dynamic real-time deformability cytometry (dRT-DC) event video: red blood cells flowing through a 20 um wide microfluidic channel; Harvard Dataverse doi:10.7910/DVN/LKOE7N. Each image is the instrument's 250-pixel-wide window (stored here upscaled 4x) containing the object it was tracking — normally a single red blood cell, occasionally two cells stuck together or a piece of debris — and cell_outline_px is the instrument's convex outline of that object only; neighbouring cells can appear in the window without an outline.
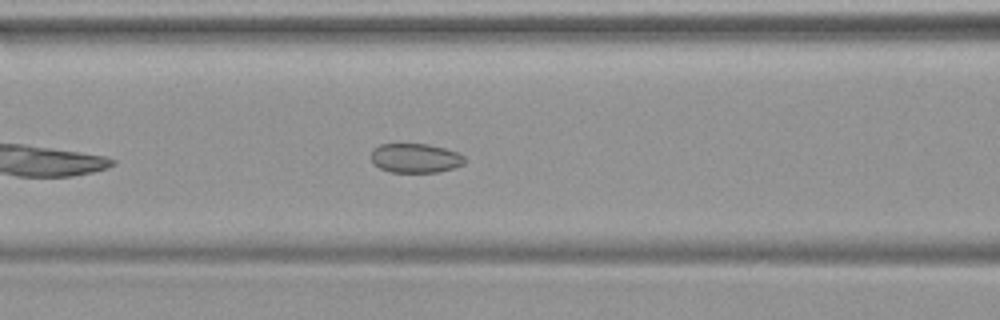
{"species": "common noctule bat (a hibernating species)", "species_latin": "Nyctalus noctula", "temperature_condition": "warm", "stored_images_in_passage": 36, "camera_frame_rate_fps": 3000, "um_per_image_px": 0.085, "animal": {"sex": "female", "body_mass_g": 19.9}, "frame": {"image": 1, "passage_image": 8, "time_ms": 2.333, "image_size_px": [1000, 320], "cell_outline_px": [[464, 164], [452, 168], [436, 172], [388, 172], [380, 168], [372, 160], [372, 148], [380, 144], [428, 144], [444, 148], [456, 152], [464, 156]], "centroid_in_image_um": [35.29, 13.43], "position_along_channel_um": 131.3, "area_um2": 15.84}}
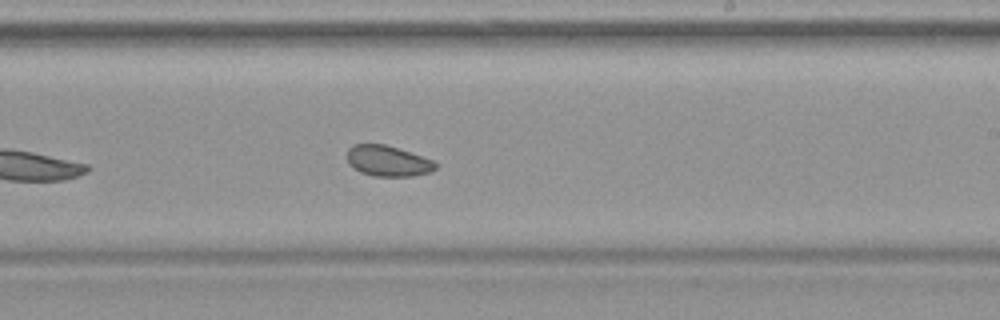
{"frame": {"image": 2, "passage_image": 17, "time_ms": 5.333, "image_size_px": [1000, 320], "cell_outline_px": [[436, 168], [432, 172], [412, 176], [372, 176], [360, 172], [348, 164], [348, 148], [352, 144], [384, 144], [432, 160], [436, 164]], "centroid_in_image_um": [32.93, 13.69], "position_along_channel_um": 256.1, "area_um2": 15.66}}
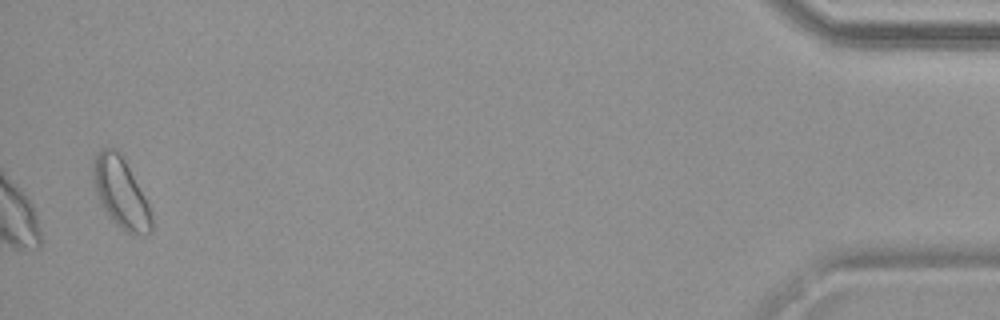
{"frame": {"image": 3, "passage_image": 35, "time_ms": 11.333, "image_size_px": [1000, 320], "cell_outline_px": [[152, 232], [132, 236], [120, 228], [112, 220], [104, 208], [96, 192], [92, 180], [92, 164], [100, 148], [116, 148], [120, 152], [148, 204], [152, 212]], "centroid_in_image_um": [10.26, 16.4], "position_along_channel_um": 424.9, "area_um2": 23.7}}